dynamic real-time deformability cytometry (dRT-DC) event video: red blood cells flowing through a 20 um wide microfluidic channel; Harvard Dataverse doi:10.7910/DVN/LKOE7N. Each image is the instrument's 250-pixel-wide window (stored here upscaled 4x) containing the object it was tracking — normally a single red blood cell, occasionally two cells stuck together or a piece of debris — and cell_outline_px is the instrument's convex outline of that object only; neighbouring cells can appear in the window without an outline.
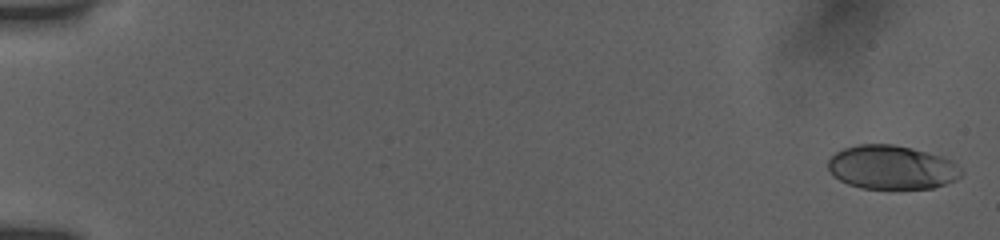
{"species": "human", "species_latin": "Homo sapiens", "temperature_condition": "room temperature", "stored_images_in_passage": 8, "camera_frame_rate_fps": 3000, "um_per_image_px": 0.085, "donor": {"sex": "female"}, "frame": {"image": 1, "passage_image": 1, "time_ms": 0.0, "image_size_px": [1000, 240], "cell_outline_px": [[964, 172], [956, 180], [932, 188], [860, 188], [848, 184], [832, 176], [828, 168], [828, 160], [836, 152], [844, 148], [856, 144], [892, 144], [912, 148], [940, 156], [952, 160]], "centroid_in_image_um": [75.78, 14.22], "position_along_channel_um": 9.2, "area_um2": 34.04}}
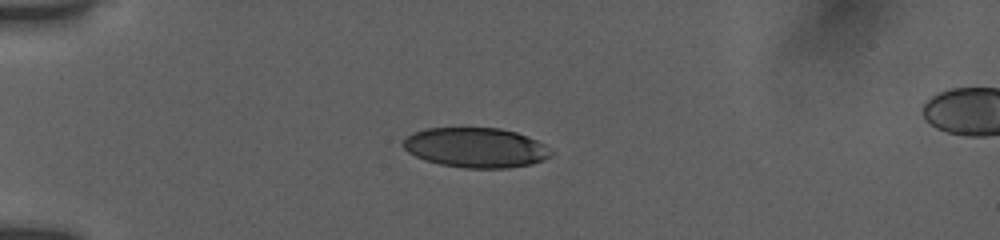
{"frame": {"image": 2, "passage_image": 6, "time_ms": 4.667, "image_size_px": [1000, 240], "cell_outline_px": [[552, 156], [544, 160], [532, 164], [508, 168], [464, 168], [440, 164], [416, 156], [408, 152], [404, 148], [404, 140], [412, 132], [424, 128], [500, 128], [516, 132], [528, 136], [544, 144], [552, 152]], "centroid_in_image_um": [40.47, 12.54], "position_along_channel_um": 44.5, "area_um2": 34.33}}
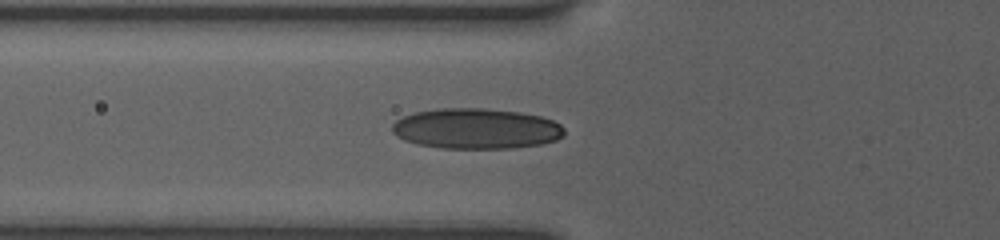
{"frame": {"image": 3, "passage_image": 8, "time_ms": 6.667, "image_size_px": [1000, 240], "cell_outline_px": [[564, 136], [556, 140], [540, 144], [512, 148], [444, 148], [416, 144], [404, 140], [396, 136], [392, 132], [392, 124], [396, 120], [404, 116], [416, 112], [436, 108], [484, 108], [520, 112], [540, 116], [552, 120], [560, 124], [564, 128]], "centroid_in_image_um": [40.47, 10.93], "position_along_channel_um": 85.3, "area_um2": 40.75}}